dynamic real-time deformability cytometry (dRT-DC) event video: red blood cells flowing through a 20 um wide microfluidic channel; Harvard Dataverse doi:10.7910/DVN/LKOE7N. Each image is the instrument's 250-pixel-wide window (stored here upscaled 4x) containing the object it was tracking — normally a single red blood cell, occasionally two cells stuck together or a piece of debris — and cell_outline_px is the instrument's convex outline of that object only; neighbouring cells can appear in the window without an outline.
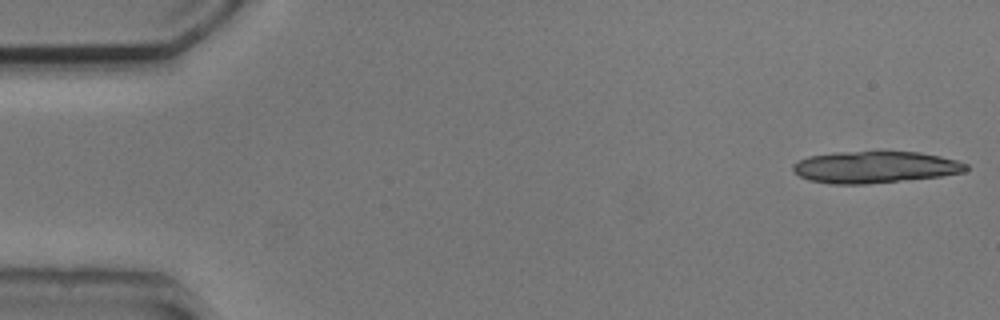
{"species": "common noctule bat (a hibernating species)", "species_latin": "Nyctalus noctula", "temperature_condition": "cold", "stored_images_in_passage": 4, "camera_frame_rate_fps": 3000, "um_per_image_px": 0.085, "animal": {"sex": "male", "body_mass_g": 20.5, "forearm_length_mm": 52.5}, "frame": {"image": 1, "passage_image": 1, "time_ms": 0.0, "image_size_px": [1000, 320], "cell_outline_px": [[968, 168], [964, 172], [940, 176], [864, 184], [832, 184], [808, 180], [800, 176], [792, 168], [792, 164], [808, 156], [836, 152], [920, 152], [940, 156], [956, 160], [968, 164]], "centroid_in_image_um": [74.36, 14.2], "position_along_channel_um": 10.6, "area_um2": 31.79}}